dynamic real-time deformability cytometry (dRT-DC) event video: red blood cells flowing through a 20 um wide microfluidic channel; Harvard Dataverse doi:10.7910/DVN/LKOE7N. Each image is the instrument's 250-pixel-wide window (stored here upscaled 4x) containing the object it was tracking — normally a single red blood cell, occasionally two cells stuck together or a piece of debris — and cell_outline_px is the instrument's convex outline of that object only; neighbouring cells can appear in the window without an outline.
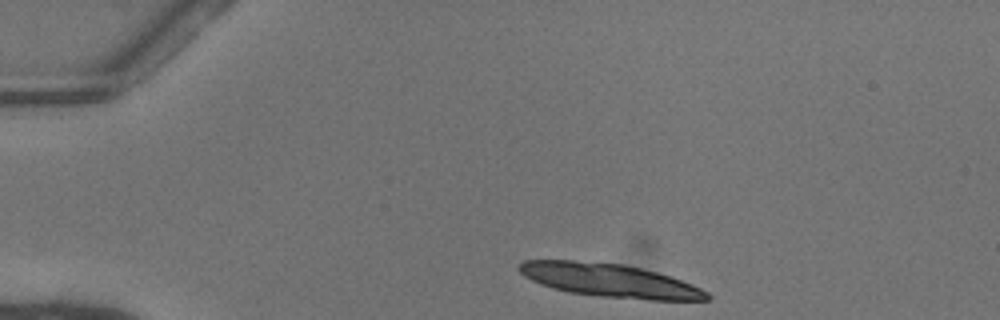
{"species": "common noctule bat (a hibernating species)", "species_latin": "Nyctalus noctula", "temperature_condition": "warm", "stored_images_in_passage": 42, "camera_frame_rate_fps": 3000, "um_per_image_px": 0.085, "animal": {"sex": "female"}, "frame": {"image": 1, "passage_image": 1, "time_ms": 0.0, "image_size_px": [1000, 320], "cell_outline_px": [[712, 296], [708, 300], [648, 300], [600, 296], [568, 292], [552, 288], [540, 284], [524, 276], [516, 268], [516, 264], [524, 260], [572, 260], [620, 264], [640, 268], [656, 272], [692, 284], [708, 292]], "centroid_in_image_um": [51.78, 23.84], "position_along_channel_um": 33.2, "area_um2": 36.47}}
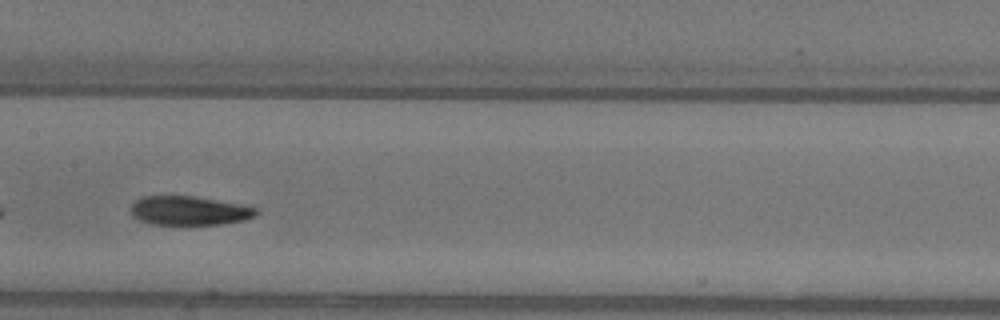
{"frame": {"image": 2, "passage_image": 18, "time_ms": 5.667, "image_size_px": [1000, 320], "cell_outline_px": [[260, 212], [256, 216], [244, 220], [220, 224], [152, 224], [140, 220], [132, 216], [128, 208], [136, 200], [144, 196], [196, 196], [240, 204], [256, 208]], "centroid_in_image_um": [16.07, 17.9], "position_along_channel_um": 191.3, "area_um2": 21.27}}
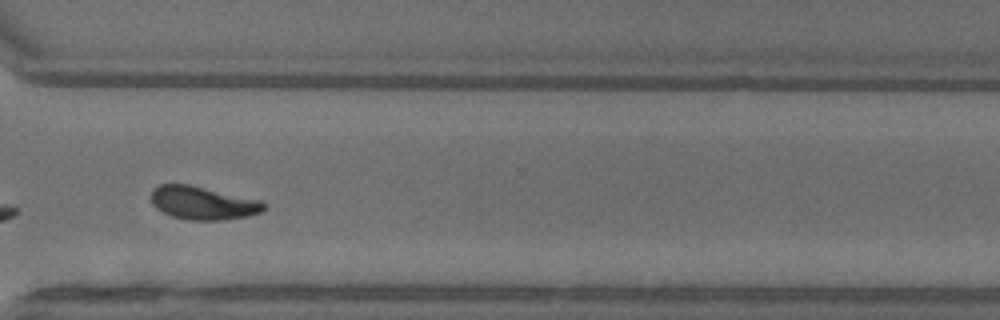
{"frame": {"image": 3, "passage_image": 30, "time_ms": 9.667, "image_size_px": [1000, 320], "cell_outline_px": [[268, 204], [260, 212], [248, 216], [224, 220], [188, 220], [172, 216], [156, 208], [152, 204], [152, 192], [160, 184], [188, 184], [264, 200]], "centroid_in_image_um": [17.31, 17.25], "position_along_channel_um": 353.3, "area_um2": 21.91}, "authors_computed_cell_mechanics": {"area_um2": 21.964, "velocity_mm_per_s": 4.0583, "shape_relaxation_time_tau1_ms": 4.0297, "shape_relaxation_time_tau2_ms": 3.1825, "deformation_change_tau1": 0.1778, "deformation_change_tau2": 0.1015}}